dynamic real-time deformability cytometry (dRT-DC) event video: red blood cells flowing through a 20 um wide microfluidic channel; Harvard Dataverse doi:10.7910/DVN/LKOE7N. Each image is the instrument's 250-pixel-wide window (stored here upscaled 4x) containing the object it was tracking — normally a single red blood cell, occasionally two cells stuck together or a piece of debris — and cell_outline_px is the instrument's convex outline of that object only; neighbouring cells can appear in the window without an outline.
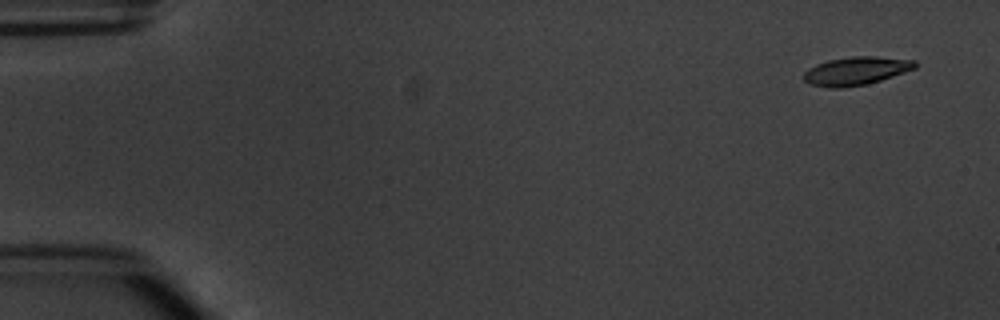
{"species": "common noctule bat (a hibernating species)", "species_latin": "Nyctalus noctula", "temperature_condition": "warm", "stored_images_in_passage": 5, "camera_frame_rate_fps": 3000, "um_per_image_px": 0.085, "animal": {"sex": "male", "body_mass_g": 20.1, "forearm_length_mm": 53.5}, "frame": {"image": 1, "passage_image": 1, "time_ms": 0.0, "image_size_px": [1000, 320], "cell_outline_px": [[916, 68], [880, 80], [864, 84], [840, 88], [828, 88], [808, 84], [804, 80], [804, 72], [808, 68], [816, 64], [828, 60], [852, 56], [876, 56], [916, 60]], "centroid_in_image_um": [72.73, 6.02], "position_along_channel_um": 12.3, "area_um2": 18.32}}